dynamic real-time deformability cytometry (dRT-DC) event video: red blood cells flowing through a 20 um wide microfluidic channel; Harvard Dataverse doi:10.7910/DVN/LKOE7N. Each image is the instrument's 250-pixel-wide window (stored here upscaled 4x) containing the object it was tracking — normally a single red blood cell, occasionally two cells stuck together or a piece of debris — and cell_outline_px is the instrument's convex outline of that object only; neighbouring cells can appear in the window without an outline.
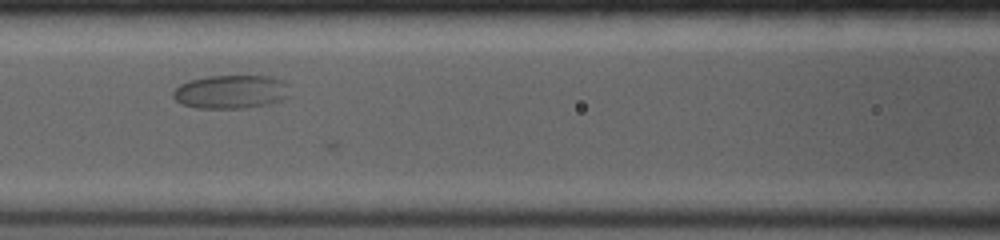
{"species": "common noctule bat (a hibernating species)", "species_latin": "Nyctalus noctula", "temperature_condition": "room temperature", "stored_images_in_passage": 38, "camera_frame_rate_fps": 4000, "um_per_image_px": 0.085, "animal": {"sex": "female", "body_mass_g": 19.0, "forearm_length_mm": 53.3}, "frame": {"image": 1, "passage_image": 10, "time_ms": 2.75, "image_size_px": [1000, 240], "cell_outline_px": [[292, 96], [268, 104], [244, 108], [196, 108], [180, 104], [172, 96], [172, 92], [180, 84], [188, 80], [208, 76], [268, 76], [280, 80], [288, 84]], "centroid_in_image_um": [19.63, 7.8], "position_along_channel_um": 147.0, "area_um2": 23.06}}
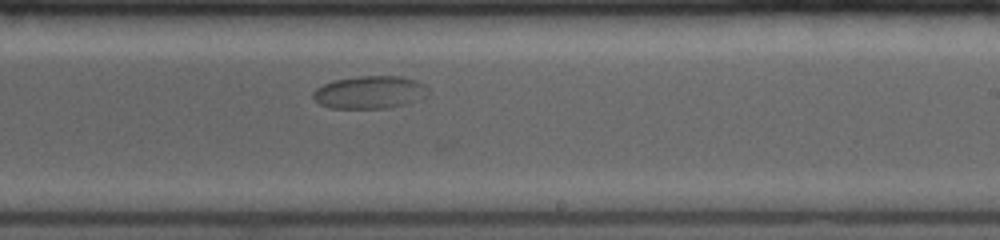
{"frame": {"image": 2, "passage_image": 20, "time_ms": 5.75, "image_size_px": [1000, 240], "cell_outline_px": [[428, 92], [424, 96], [408, 104], [388, 108], [328, 108], [320, 104], [312, 96], [312, 92], [316, 88], [332, 80], [360, 76], [400, 76], [416, 80], [424, 84], [428, 88]], "centroid_in_image_um": [31.41, 7.84], "position_along_channel_um": 257.6, "area_um2": 22.02}}
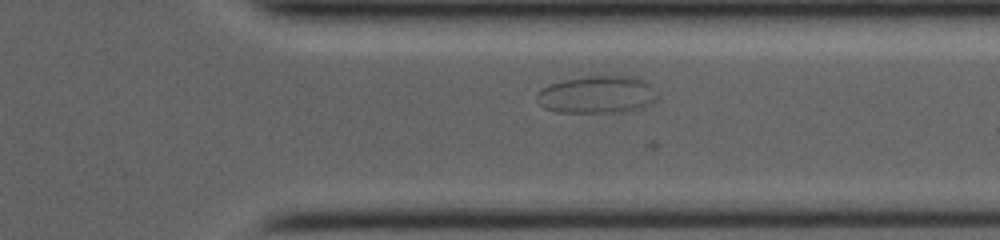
{"frame": {"image": 3, "passage_image": 29, "time_ms": 8.5, "image_size_px": [1000, 240], "cell_outline_px": [[656, 100], [652, 104], [644, 108], [628, 112], [556, 112], [544, 108], [536, 100], [536, 96], [540, 88], [564, 80], [584, 76], [640, 76], [648, 84], [656, 96]], "centroid_in_image_um": [50.76, 8.05], "position_along_channel_um": 360.6, "area_um2": 26.53}}